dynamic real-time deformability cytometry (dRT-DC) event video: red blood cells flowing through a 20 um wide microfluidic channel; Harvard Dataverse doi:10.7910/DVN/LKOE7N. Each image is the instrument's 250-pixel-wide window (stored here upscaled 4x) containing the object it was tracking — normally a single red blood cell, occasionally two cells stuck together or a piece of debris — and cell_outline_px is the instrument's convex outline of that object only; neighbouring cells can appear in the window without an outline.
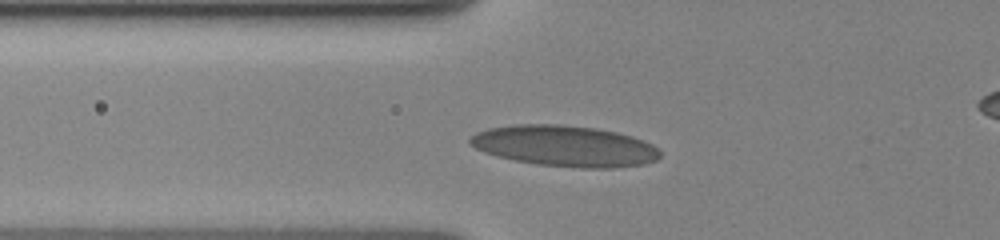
{"species": "human", "species_latin": "Homo sapiens", "temperature_condition": "cold", "stored_images_in_passage": 18, "segment_of_instrument_passage": [1, 2], "camera_frame_rate_fps": 3000, "um_per_image_px": 0.085, "donor": {"sex": "female"}, "frame": {"image": 1, "passage_image": 6, "time_ms": 4.667, "image_size_px": [1000, 240], "cell_outline_px": [[660, 156], [656, 160], [644, 164], [616, 168], [580, 168], [536, 164], [496, 156], [484, 152], [468, 144], [468, 140], [476, 132], [488, 128], [512, 124], [560, 124], [596, 128], [616, 132], [632, 136], [652, 144], [660, 152]], "centroid_in_image_um": [47.98, 12.41], "position_along_channel_um": 77.8, "area_um2": 45.55}}
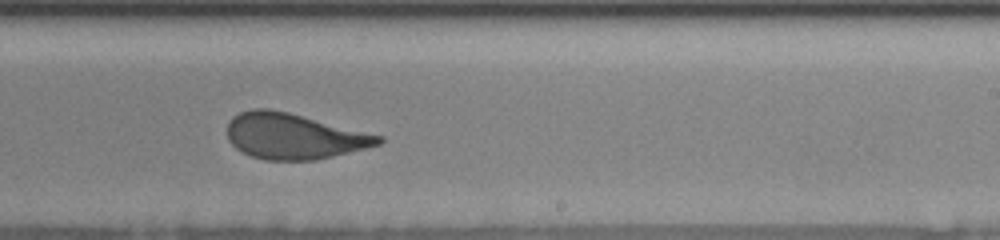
{"frame": {"image": 2, "passage_image": 11, "time_ms": 10.0, "image_size_px": [1000, 240], "cell_outline_px": [[384, 140], [380, 144], [316, 160], [264, 160], [252, 156], [236, 148], [228, 140], [228, 120], [232, 116], [240, 112], [252, 108], [268, 108], [288, 112], [384, 136]], "centroid_in_image_um": [24.95, 11.56], "position_along_channel_um": 264.0, "area_um2": 40.17}}
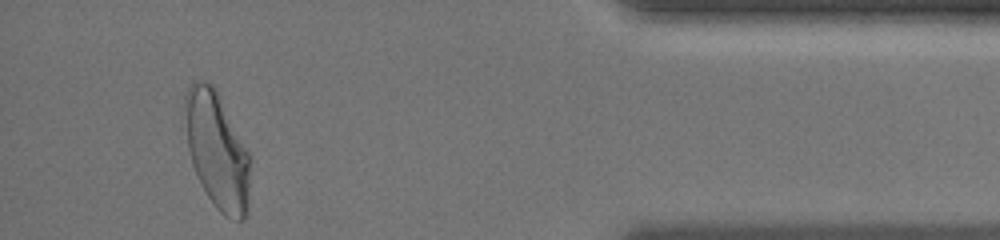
{"frame": {"image": 3, "passage_image": 16, "time_ms": 15.333, "image_size_px": [1000, 240], "cell_outline_px": [[248, 216], [244, 220], [236, 220], [224, 216], [216, 208], [208, 196], [192, 164], [180, 116], [184, 92], [192, 80], [204, 80], [212, 84], [216, 88], [248, 152]], "centroid_in_image_um": [18.36, 12.69], "position_along_channel_um": 416.8, "area_um2": 44.91}}